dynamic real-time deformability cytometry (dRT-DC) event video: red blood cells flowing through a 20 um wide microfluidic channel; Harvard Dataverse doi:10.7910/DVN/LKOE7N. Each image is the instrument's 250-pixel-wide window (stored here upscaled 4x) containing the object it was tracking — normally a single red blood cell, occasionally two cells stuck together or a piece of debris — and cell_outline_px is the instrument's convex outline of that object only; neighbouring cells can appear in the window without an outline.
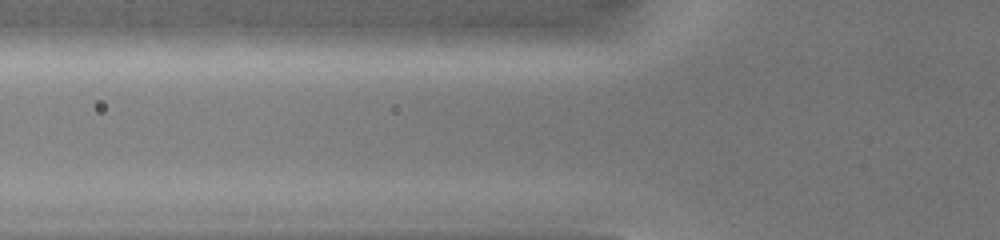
{"species": "common noctule bat (a hibernating species)", "species_latin": "Nyctalus noctula", "temperature_condition": "warm", "stored_images_in_passage": 3, "camera_frame_rate_fps": 3000, "um_per_image_px": 0.085, "animal": {"sex": "female", "body_mass_g": 19.0, "forearm_length_mm": 51.5}, "frame": {"image": 1, "passage_image": 2, "time_ms": 0.333, "image_size_px": [1000, 240], "cell_outline_px": [[604, 40], [572, 48], [452, 52], [388, 52], [392, 32], [444, 24], [580, 24]], "centroid_in_image_um": [41.72, 3.21], "position_along_channel_um": 84.1, "area_um2": 36.7}}